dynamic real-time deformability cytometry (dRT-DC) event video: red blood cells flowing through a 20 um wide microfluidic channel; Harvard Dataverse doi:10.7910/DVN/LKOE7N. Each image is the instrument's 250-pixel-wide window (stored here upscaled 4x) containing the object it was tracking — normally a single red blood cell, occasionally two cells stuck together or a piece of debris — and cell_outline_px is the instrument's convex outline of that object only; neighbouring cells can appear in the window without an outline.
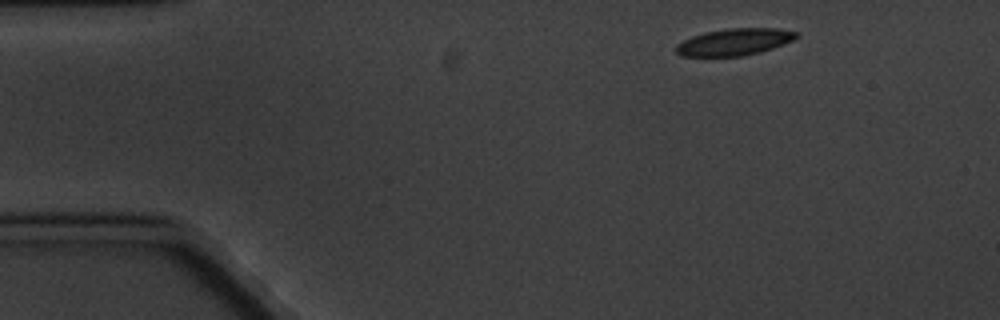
{"species": "common noctule bat (a hibernating species)", "species_latin": "Nyctalus noctula", "temperature_condition": "cold", "stored_images_in_passage": 6, "camera_frame_rate_fps": 3000, "um_per_image_px": 0.085, "animal": {"sex": "male", "body_mass_g": 20.1, "forearm_length_mm": 53.5}, "frame": {"image": 1, "passage_image": 1, "time_ms": 0.0, "image_size_px": [1000, 320], "cell_outline_px": [[800, 36], [784, 44], [760, 52], [744, 56], [680, 56], [676, 52], [676, 44], [692, 36], [704, 32], [728, 28], [776, 28], [800, 32]], "centroid_in_image_um": [62.44, 3.56], "position_along_channel_um": 22.6, "area_um2": 18.96}}
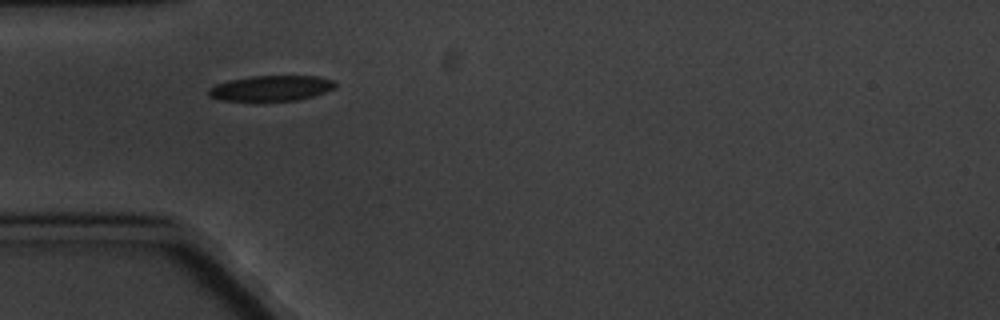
{"frame": {"image": 2, "passage_image": 4, "time_ms": 3.333, "image_size_px": [1000, 320], "cell_outline_px": [[336, 88], [312, 96], [296, 100], [220, 100], [208, 96], [208, 88], [216, 84], [232, 80], [252, 76], [316, 76], [336, 80]], "centroid_in_image_um": [23.07, 7.49], "position_along_channel_um": 61.9, "area_um2": 18.55}}